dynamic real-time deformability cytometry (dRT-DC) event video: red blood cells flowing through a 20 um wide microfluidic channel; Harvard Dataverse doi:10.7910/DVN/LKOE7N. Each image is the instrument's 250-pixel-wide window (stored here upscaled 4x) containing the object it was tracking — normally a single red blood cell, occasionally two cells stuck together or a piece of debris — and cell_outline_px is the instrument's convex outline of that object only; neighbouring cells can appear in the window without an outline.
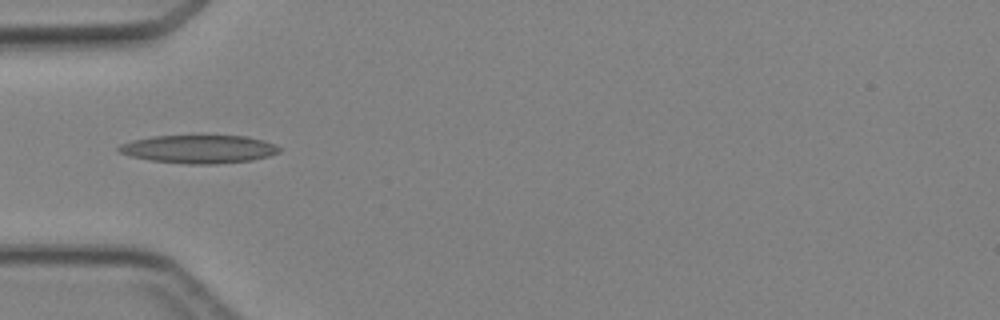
{"species": "Egyptian fruit bat (a non-hibernating species)", "species_latin": "Rousettus aegyptiacus", "temperature_condition": "cold", "stored_images_in_passage": 2, "camera_frame_rate_fps": 3000, "um_per_image_px": 0.085, "animal": {"sex": "female"}, "frame": {"image": 1, "passage_image": 2, "time_ms": 1.0, "image_size_px": [1000, 320], "cell_outline_px": [[280, 152], [268, 156], [252, 160], [212, 164], [184, 164], [152, 160], [132, 156], [120, 152], [116, 148], [120, 144], [132, 140], [152, 136], [248, 136], [264, 140], [280, 148]], "centroid_in_image_um": [16.9, 12.67], "position_along_channel_um": 68.1, "area_um2": 26.18}}